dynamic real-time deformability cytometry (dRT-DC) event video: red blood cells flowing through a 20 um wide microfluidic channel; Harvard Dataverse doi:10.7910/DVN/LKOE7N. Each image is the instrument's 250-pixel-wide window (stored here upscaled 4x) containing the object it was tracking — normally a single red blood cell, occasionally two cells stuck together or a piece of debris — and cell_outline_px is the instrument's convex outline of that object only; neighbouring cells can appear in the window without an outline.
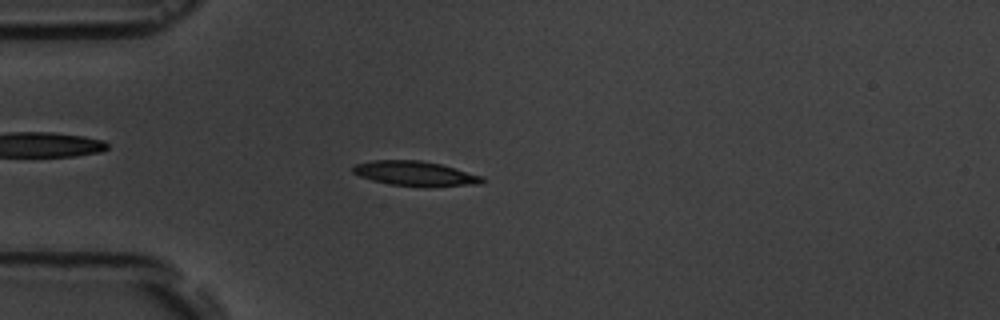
{"species": "common noctule bat (a hibernating species)", "species_latin": "Nyctalus noctula", "temperature_condition": "room temperature", "stored_images_in_passage": 8, "camera_frame_rate_fps": 3000, "um_per_image_px": 0.085, "animal": {"sex": "male", "body_mass_g": 19.5, "forearm_length_mm": 54.6}, "frame": {"image": 1, "passage_image": 2, "time_ms": 1.333, "image_size_px": [1000, 320], "cell_outline_px": [[488, 180], [480, 184], [432, 188], [424, 188], [392, 184], [372, 180], [360, 176], [352, 172], [352, 168], [356, 164], [372, 160], [420, 160], [440, 164], [484, 176]], "centroid_in_image_um": [35.38, 14.77], "position_along_channel_um": 49.6, "area_um2": 19.07}}
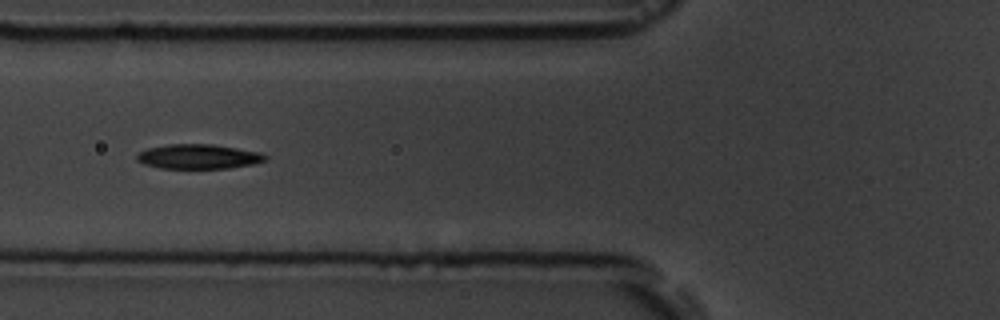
{"frame": {"image": 2, "passage_image": 4, "time_ms": 3.333, "image_size_px": [1000, 320], "cell_outline_px": [[268, 160], [252, 164], [228, 168], [160, 168], [144, 164], [136, 160], [136, 156], [140, 152], [148, 148], [168, 144], [212, 144], [260, 152], [268, 156]], "centroid_in_image_um": [16.88, 13.3], "position_along_channel_um": 108.9, "area_um2": 18.38}}
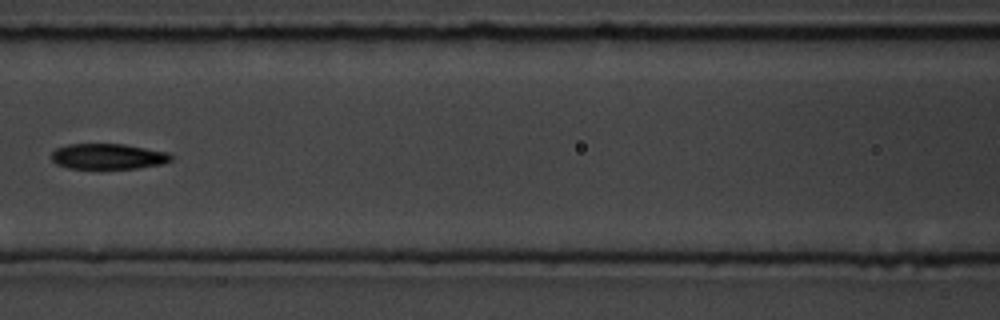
{"frame": {"image": 3, "passage_image": 5, "time_ms": 4.667, "image_size_px": [1000, 320], "cell_outline_px": [[172, 160], [160, 164], [136, 168], [68, 168], [56, 164], [52, 160], [52, 152], [56, 148], [68, 144], [124, 144], [168, 152], [172, 156]], "centroid_in_image_um": [9.17, 13.29], "position_along_channel_um": 157.4, "area_um2": 17.69}}